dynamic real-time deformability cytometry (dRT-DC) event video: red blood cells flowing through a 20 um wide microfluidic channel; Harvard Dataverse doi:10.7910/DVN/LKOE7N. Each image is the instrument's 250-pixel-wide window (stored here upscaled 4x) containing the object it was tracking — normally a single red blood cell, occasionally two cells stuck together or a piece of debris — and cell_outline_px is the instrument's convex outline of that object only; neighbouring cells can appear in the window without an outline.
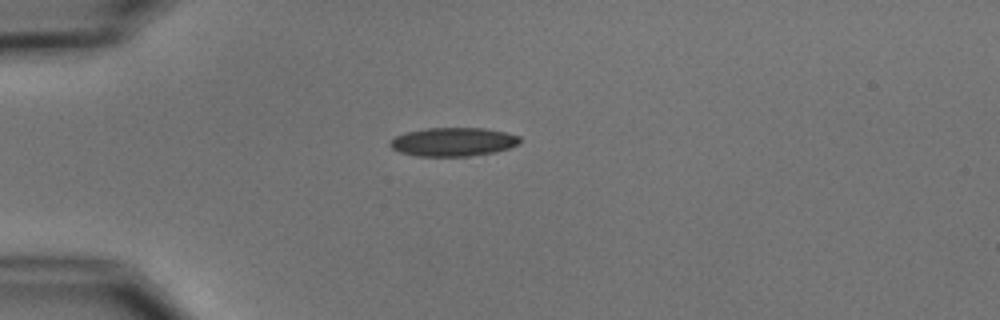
{"species": "common noctule bat (a hibernating species)", "species_latin": "Nyctalus noctula", "temperature_condition": "cold", "stored_images_in_passage": 3, "camera_frame_rate_fps": 3000, "um_per_image_px": 0.085, "animal": {"sex": "male", "body_mass_g": 15.6}, "frame": {"image": 1, "passage_image": 1, "time_ms": 0.0, "image_size_px": [1000, 320], "cell_outline_px": [[520, 144], [496, 152], [468, 156], [416, 156], [400, 152], [392, 148], [388, 144], [396, 136], [404, 132], [424, 128], [484, 128], [508, 132], [520, 136]], "centroid_in_image_um": [38.54, 12.05], "position_along_channel_um": 46.5, "area_um2": 21.85}}